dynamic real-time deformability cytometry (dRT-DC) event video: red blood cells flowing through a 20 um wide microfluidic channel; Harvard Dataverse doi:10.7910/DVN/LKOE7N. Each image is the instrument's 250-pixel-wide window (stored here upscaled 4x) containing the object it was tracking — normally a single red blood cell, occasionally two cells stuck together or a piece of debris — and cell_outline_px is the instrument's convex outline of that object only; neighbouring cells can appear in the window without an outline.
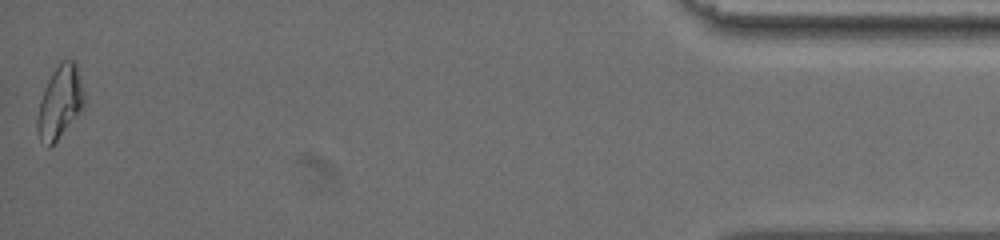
{"species": "common noctule bat (a hibernating species)", "species_latin": "Nyctalus noctula", "temperature_condition": "warm", "stored_images_in_passage": 34, "camera_frame_rate_fps": 3000, "um_per_image_px": 0.085, "animal": {"sex": "female", "body_mass_g": 19.5, "forearm_length_mm": 54.1}, "frame": {"image": 1, "passage_image": 34, "time_ms": 15.0, "image_size_px": [1000, 240], "cell_outline_px": [[84, 104], [56, 140], [48, 148], [40, 140], [36, 128], [36, 120], [40, 100], [48, 80], [60, 60], [76, 60], [84, 92]], "centroid_in_image_um": [5.07, 8.64], "position_along_channel_um": 430.1, "area_um2": 19.42}}